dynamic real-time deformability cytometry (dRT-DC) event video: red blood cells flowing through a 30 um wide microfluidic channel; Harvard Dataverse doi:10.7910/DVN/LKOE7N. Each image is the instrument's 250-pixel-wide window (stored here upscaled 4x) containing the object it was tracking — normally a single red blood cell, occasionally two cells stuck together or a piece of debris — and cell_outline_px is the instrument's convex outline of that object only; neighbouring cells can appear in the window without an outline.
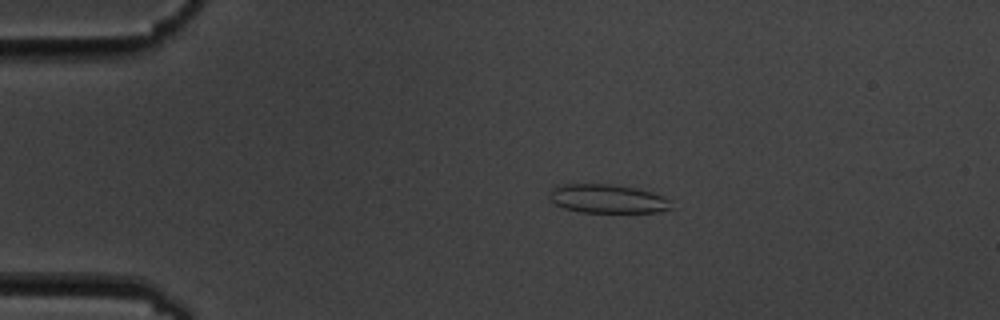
{"species": "common noctule bat (a hibernating species)", "species_latin": "Nyctalus noctula", "temperature_condition": "cold", "stored_images_in_passage": 9, "camera_frame_rate_fps": 3000, "um_per_image_px": 0.085, "animal": {"sex": "male", "body_mass_g": 19.5, "forearm_length_mm": 54.6}, "frame": {"image": 1, "passage_image": 1, "time_ms": 0.0, "image_size_px": [1000, 320], "cell_outline_px": [[672, 208], [656, 212], [580, 212], [564, 208], [548, 200], [548, 196], [552, 188], [556, 184], [608, 184], [636, 188], [652, 192], [668, 200]], "centroid_in_image_um": [51.55, 16.89], "position_along_channel_um": 33.4, "area_um2": 20.35}}
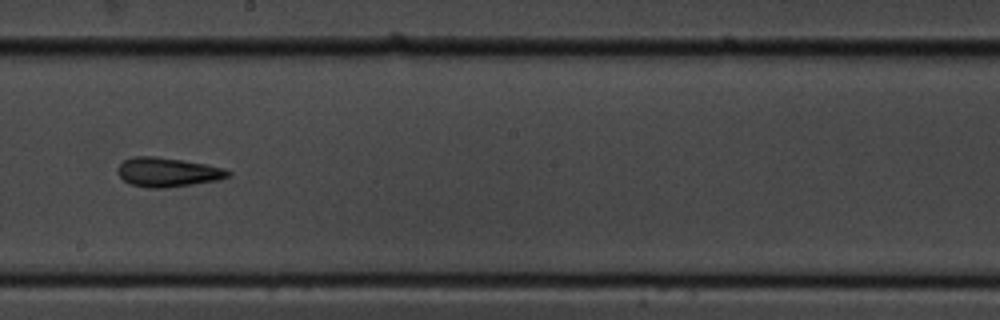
{"frame": {"image": 2, "passage_image": 7, "time_ms": 7.0, "image_size_px": [1000, 320], "cell_outline_px": [[232, 172], [228, 176], [216, 180], [192, 184], [164, 188], [148, 188], [132, 184], [124, 180], [116, 172], [116, 168], [124, 160], [132, 156], [156, 156], [208, 164], [224, 168]], "centroid_in_image_um": [14.22, 14.62], "position_along_channel_um": 234.0, "area_um2": 18.79}}
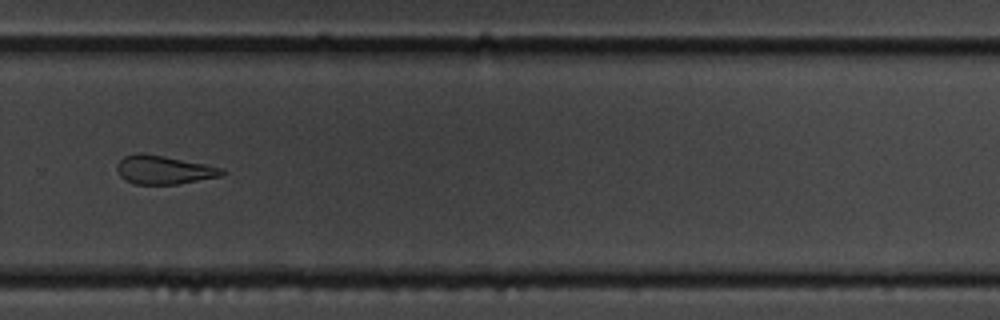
{"frame": {"image": 3, "passage_image": 9, "time_ms": 9.333, "image_size_px": [1000, 320], "cell_outline_px": [[228, 172], [224, 176], [176, 184], [136, 184], [124, 180], [120, 176], [116, 168], [116, 164], [124, 156], [136, 152], [140, 152], [164, 156], [224, 168]], "centroid_in_image_um": [13.94, 14.43], "position_along_channel_um": 315.9, "area_um2": 17.69}}